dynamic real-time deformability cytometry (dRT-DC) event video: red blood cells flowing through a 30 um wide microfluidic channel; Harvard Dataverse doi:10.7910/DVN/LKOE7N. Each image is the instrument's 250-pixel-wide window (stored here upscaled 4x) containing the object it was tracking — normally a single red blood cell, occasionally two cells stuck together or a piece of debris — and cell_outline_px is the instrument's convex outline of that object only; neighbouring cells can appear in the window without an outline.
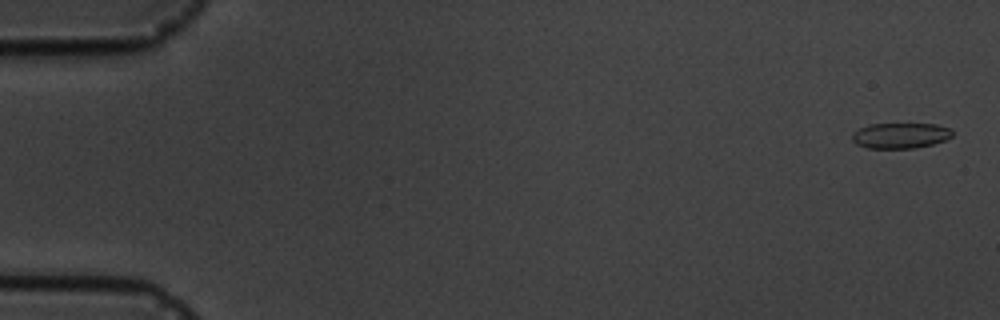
{"species": "common noctule bat (a hibernating species)", "species_latin": "Nyctalus noctula", "temperature_condition": "cold", "stored_images_in_passage": 7, "camera_frame_rate_fps": 3000, "um_per_image_px": 0.085, "animal": {"sex": "male", "body_mass_g": 19.5, "forearm_length_mm": 54.6}, "frame": {"image": 1, "passage_image": 1, "time_ms": 0.0, "image_size_px": [1000, 320], "cell_outline_px": [[952, 136], [944, 140], [932, 144], [916, 148], [868, 148], [856, 144], [852, 140], [852, 132], [868, 124], [936, 124], [952, 128]], "centroid_in_image_um": [76.52, 11.52], "position_along_channel_um": 8.5, "area_um2": 14.97}}
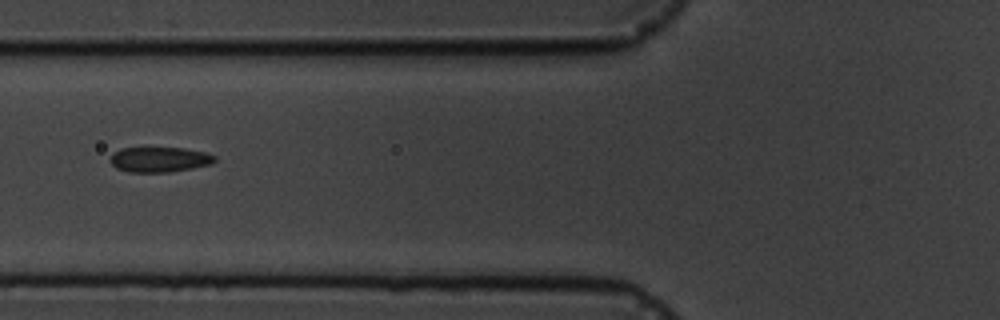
{"frame": {"image": 2, "passage_image": 6, "time_ms": 6.667, "image_size_px": [1000, 320], "cell_outline_px": [[216, 160], [212, 164], [192, 168], [168, 172], [128, 172], [116, 168], [108, 160], [112, 152], [120, 148], [184, 148], [208, 152], [216, 156]], "centroid_in_image_um": [13.55, 13.55], "position_along_channel_um": 112.3, "area_um2": 15.55}}
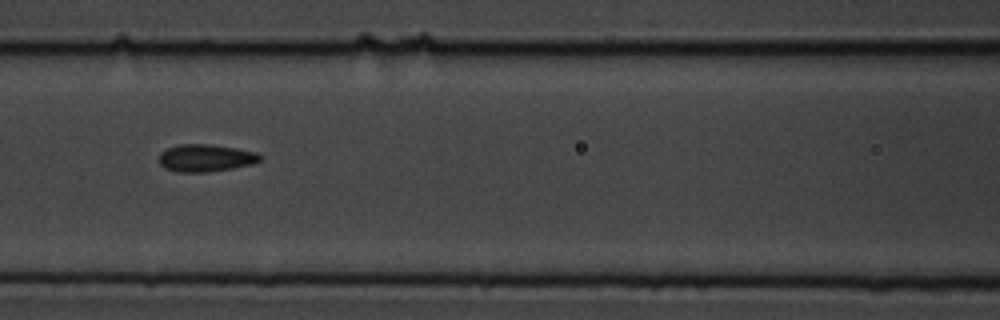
{"frame": {"image": 3, "passage_image": 7, "time_ms": 7.667, "image_size_px": [1000, 320], "cell_outline_px": [[264, 156], [260, 160], [252, 164], [232, 168], [208, 172], [180, 172], [164, 168], [160, 164], [160, 152], [168, 148], [180, 144], [208, 144], [236, 148], [256, 152]], "centroid_in_image_um": [17.5, 13.43], "position_along_channel_um": 149.1, "area_um2": 16.07}}